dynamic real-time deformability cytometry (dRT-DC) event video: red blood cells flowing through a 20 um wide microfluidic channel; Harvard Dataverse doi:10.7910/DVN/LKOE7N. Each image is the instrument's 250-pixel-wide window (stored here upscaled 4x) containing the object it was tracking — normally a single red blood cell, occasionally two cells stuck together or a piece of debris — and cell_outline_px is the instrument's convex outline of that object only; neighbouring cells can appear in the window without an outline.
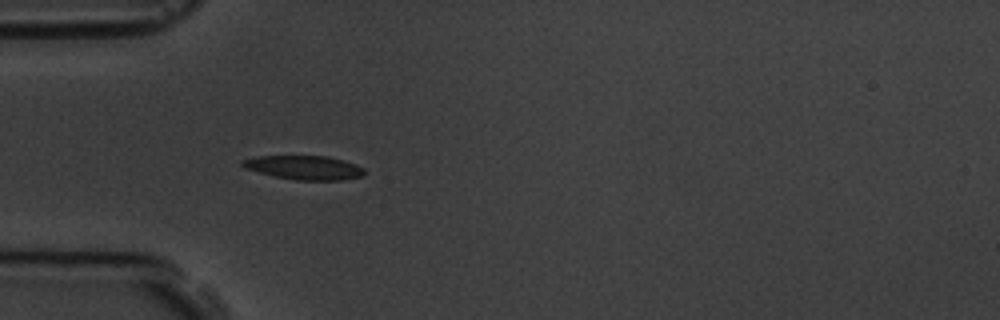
{"species": "common noctule bat (a hibernating species)", "species_latin": "Nyctalus noctula", "temperature_condition": "room temperature", "stored_images_in_passage": 4, "camera_frame_rate_fps": 3000, "um_per_image_px": 0.085, "animal": {"sex": "male", "body_mass_g": 19.5, "forearm_length_mm": 54.6}, "frame": {"image": 1, "passage_image": 4, "time_ms": 4.333, "image_size_px": [1000, 320], "cell_outline_px": [[364, 172], [360, 176], [340, 180], [296, 180], [276, 176], [244, 168], [240, 164], [240, 160], [256, 156], [328, 156], [344, 160], [356, 164], [364, 168]], "centroid_in_image_um": [25.83, 14.23], "position_along_channel_um": 59.2, "area_um2": 16.94}}